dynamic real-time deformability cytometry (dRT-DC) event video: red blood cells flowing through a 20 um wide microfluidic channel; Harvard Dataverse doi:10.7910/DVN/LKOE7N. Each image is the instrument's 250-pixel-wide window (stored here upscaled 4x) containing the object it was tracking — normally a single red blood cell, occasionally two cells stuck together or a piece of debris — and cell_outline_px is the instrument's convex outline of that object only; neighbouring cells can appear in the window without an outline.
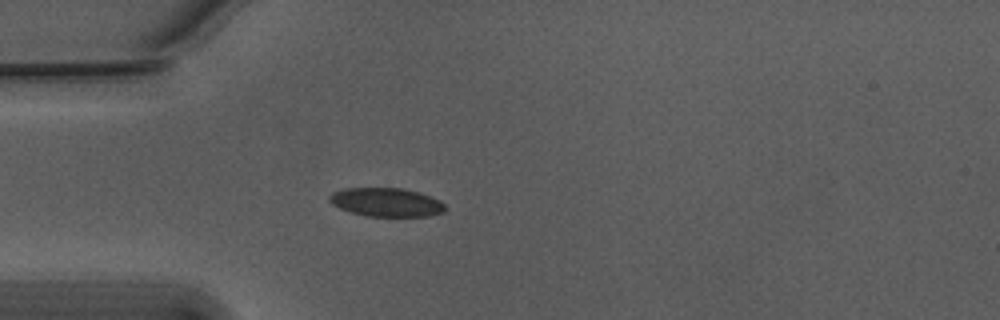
{"species": "Egyptian fruit bat (a non-hibernating species)", "species_latin": "Rousettus aegyptiacus", "temperature_condition": "warm", "stored_images_in_passage": 34, "camera_frame_rate_fps": 3000, "um_per_image_px": 0.085, "animal": {"sex": "male"}, "frame": {"image": 1, "passage_image": 1, "time_ms": 0.0, "image_size_px": [1000, 320], "cell_outline_px": [[448, 208], [444, 212], [432, 216], [364, 216], [348, 212], [332, 204], [328, 200], [328, 196], [332, 192], [344, 188], [400, 188], [420, 192], [440, 200]], "centroid_in_image_um": [32.84, 17.19], "position_along_channel_um": 52.2, "area_um2": 19.65}}
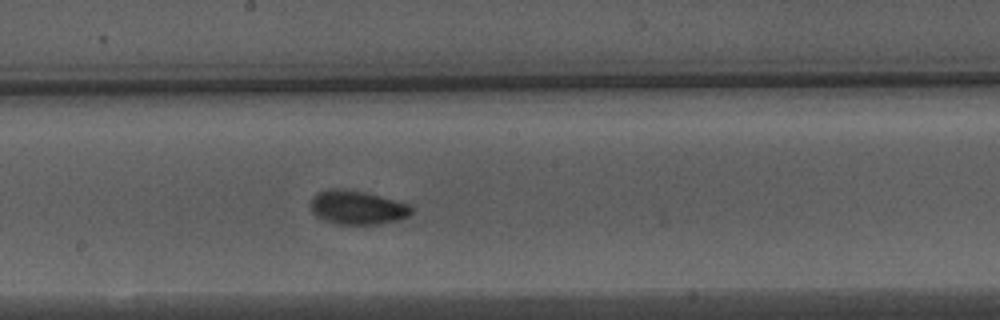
{"frame": {"image": 2, "passage_image": 15, "time_ms": 4.667, "image_size_px": [1000, 320], "cell_outline_px": [[412, 212], [408, 216], [400, 220], [380, 224], [336, 224], [324, 220], [316, 216], [312, 212], [312, 196], [316, 192], [332, 188], [340, 188], [364, 192], [380, 196], [408, 204], [412, 208]], "centroid_in_image_um": [30.35, 17.64], "position_along_channel_um": 217.8, "area_um2": 19.88}}
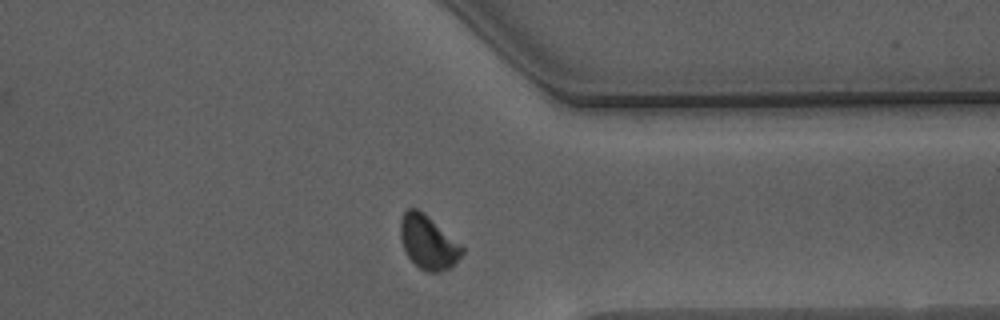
{"frame": {"image": 3, "passage_image": 28, "time_ms": 9.0, "image_size_px": [1000, 320], "cell_outline_px": [[464, 252], [456, 264], [452, 268], [440, 272], [428, 272], [420, 268], [408, 256], [404, 248], [400, 236], [400, 220], [404, 212], [408, 208], [416, 208], [424, 212], [460, 244], [464, 248]], "centroid_in_image_um": [36.41, 20.6], "position_along_channel_um": 375.0, "area_um2": 19.31}, "authors_computed_cell_mechanics": {"area_um2": 19.3341, "velocity_mm_per_s": 3.7369, "shape_relaxation_time_tau1_ms": 2.0099, "shape_relaxation_time_tau2_ms": 1.9639, "deformation_change_tau1": 0.0781, "deformation_change_tau2": 0.0524}}